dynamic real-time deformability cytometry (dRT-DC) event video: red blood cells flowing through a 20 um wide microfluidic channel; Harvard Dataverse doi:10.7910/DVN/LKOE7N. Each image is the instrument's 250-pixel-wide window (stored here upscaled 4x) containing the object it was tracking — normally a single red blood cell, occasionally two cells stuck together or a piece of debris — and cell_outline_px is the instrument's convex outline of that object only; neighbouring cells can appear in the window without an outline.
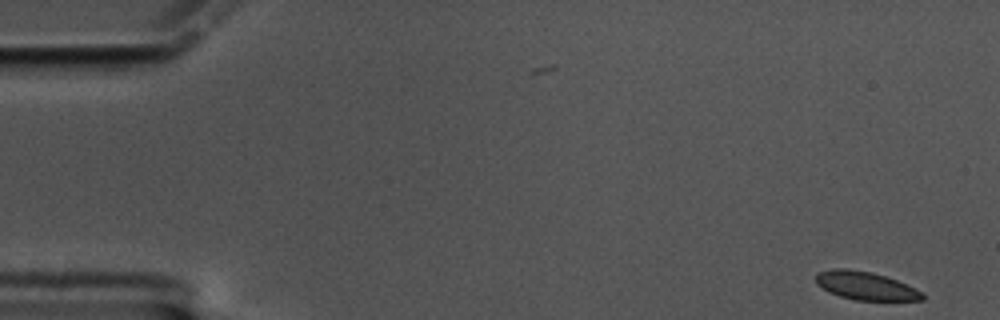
{"species": "common noctule bat (a hibernating species)", "species_latin": "Nyctalus noctula", "temperature_condition": "cold", "stored_images_in_passage": 58, "camera_frame_rate_fps": 3000, "um_per_image_px": 0.085, "animal": {"sex": "male", "body_mass_g": 17.5, "forearm_length_mm": 52.3}, "frame": {"image": 1, "passage_image": 1, "time_ms": 0.0, "image_size_px": [1000, 320], "cell_outline_px": [[924, 300], [856, 300], [840, 296], [828, 292], [816, 284], [816, 276], [820, 272], [832, 268], [848, 268], [872, 272], [896, 280], [924, 292]], "centroid_in_image_um": [73.57, 24.29], "position_along_channel_um": 11.4, "area_um2": 17.46}}
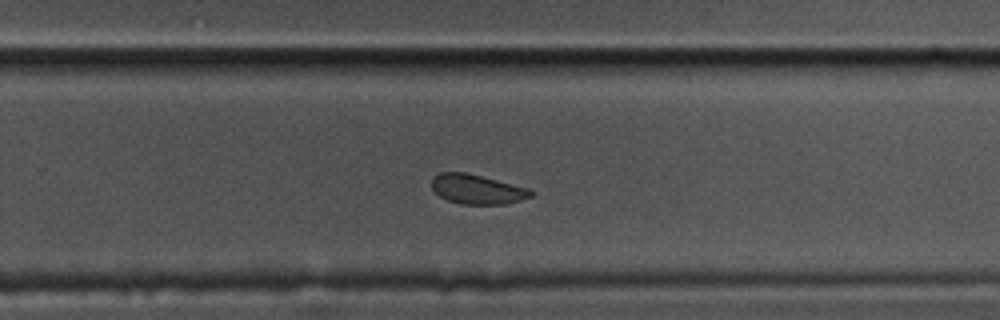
{"frame": {"image": 2, "passage_image": 37, "time_ms": 12.0, "image_size_px": [1000, 320], "cell_outline_px": [[536, 192], [532, 196], [520, 200], [504, 204], [460, 204], [448, 200], [440, 196], [432, 188], [432, 176], [440, 172], [464, 172], [532, 188]], "centroid_in_image_um": [40.59, 16.08], "position_along_channel_um": 289.2, "area_um2": 17.22}}
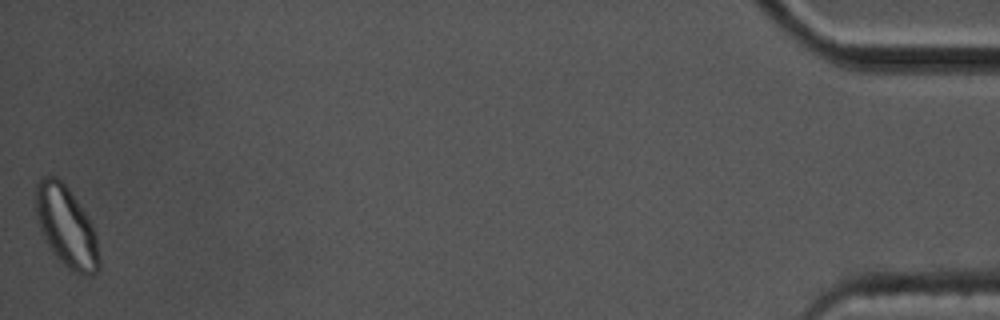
{"frame": {"image": 3, "passage_image": 58, "time_ms": 19.0, "image_size_px": [1000, 320], "cell_outline_px": [[100, 268], [92, 276], [88, 276], [76, 272], [68, 268], [56, 256], [48, 244], [40, 228], [36, 212], [36, 184], [40, 176], [52, 172], [68, 188], [88, 216], [96, 232], [100, 260]], "centroid_in_image_um": [5.66, 19.23], "position_along_channel_um": 429.5, "area_um2": 29.88}, "authors_computed_cell_mechanics": {"area_um2": 18.5249, "velocity_mm_per_s": 3.3616, "shape_relaxation_time_tau1_ms": 5.1426, "shape_relaxation_time_tau2_ms": 1.5818, "deformation_change_tau1": 0.0739, "deformation_change_tau2": 0.0512}}